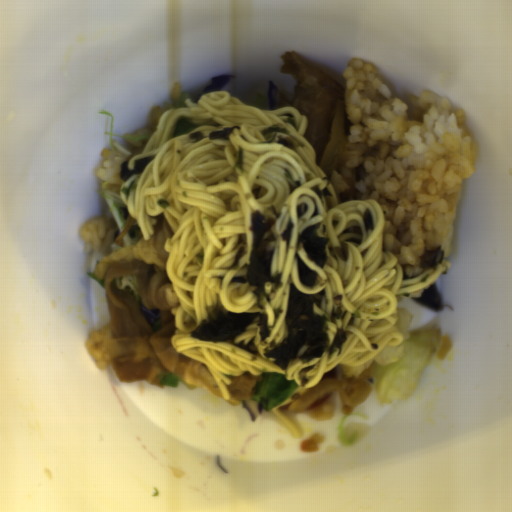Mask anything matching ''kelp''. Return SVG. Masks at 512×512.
Here are the masks:
<instances>
[{"label": "kelp", "mask_w": 512, "mask_h": 512, "mask_svg": "<svg viewBox=\"0 0 512 512\" xmlns=\"http://www.w3.org/2000/svg\"><path fill=\"white\" fill-rule=\"evenodd\" d=\"M330 240L328 237L319 236L318 225L315 223L306 226L299 233L295 247L296 250H303L312 263L323 269L328 260L327 248Z\"/></svg>", "instance_id": "kelp-4"}, {"label": "kelp", "mask_w": 512, "mask_h": 512, "mask_svg": "<svg viewBox=\"0 0 512 512\" xmlns=\"http://www.w3.org/2000/svg\"><path fill=\"white\" fill-rule=\"evenodd\" d=\"M362 220L364 222V225L366 227L367 232H373L374 229V216L372 211L369 209H366L362 214Z\"/></svg>", "instance_id": "kelp-11"}, {"label": "kelp", "mask_w": 512, "mask_h": 512, "mask_svg": "<svg viewBox=\"0 0 512 512\" xmlns=\"http://www.w3.org/2000/svg\"><path fill=\"white\" fill-rule=\"evenodd\" d=\"M250 221L253 250L248 259L246 274L233 276L230 281L253 286L256 308H261L267 305L272 295L283 286L282 274L279 272L272 275L273 255L277 243L273 231L276 220L260 210H255L250 215Z\"/></svg>", "instance_id": "kelp-2"}, {"label": "kelp", "mask_w": 512, "mask_h": 512, "mask_svg": "<svg viewBox=\"0 0 512 512\" xmlns=\"http://www.w3.org/2000/svg\"><path fill=\"white\" fill-rule=\"evenodd\" d=\"M412 299L422 307L436 312L444 308L442 294L437 284L430 285L423 290L420 296H415Z\"/></svg>", "instance_id": "kelp-6"}, {"label": "kelp", "mask_w": 512, "mask_h": 512, "mask_svg": "<svg viewBox=\"0 0 512 512\" xmlns=\"http://www.w3.org/2000/svg\"><path fill=\"white\" fill-rule=\"evenodd\" d=\"M152 157L136 160L134 162V168L129 169L128 168V161H124L120 168H119V179L121 181H129L133 176L143 174L146 167L149 165V163L152 161Z\"/></svg>", "instance_id": "kelp-9"}, {"label": "kelp", "mask_w": 512, "mask_h": 512, "mask_svg": "<svg viewBox=\"0 0 512 512\" xmlns=\"http://www.w3.org/2000/svg\"><path fill=\"white\" fill-rule=\"evenodd\" d=\"M294 259L301 285L315 288L319 281V274L300 257L299 253H295Z\"/></svg>", "instance_id": "kelp-7"}, {"label": "kelp", "mask_w": 512, "mask_h": 512, "mask_svg": "<svg viewBox=\"0 0 512 512\" xmlns=\"http://www.w3.org/2000/svg\"><path fill=\"white\" fill-rule=\"evenodd\" d=\"M262 144L283 145L290 151L302 149L304 146L298 139L292 136L291 132L282 125L272 124L262 131Z\"/></svg>", "instance_id": "kelp-5"}, {"label": "kelp", "mask_w": 512, "mask_h": 512, "mask_svg": "<svg viewBox=\"0 0 512 512\" xmlns=\"http://www.w3.org/2000/svg\"><path fill=\"white\" fill-rule=\"evenodd\" d=\"M250 324L258 325L262 341L268 339L271 332L264 312H234L217 306L190 332V336L199 342L227 343L257 356L259 351L254 338L249 342L241 340L235 343Z\"/></svg>", "instance_id": "kelp-3"}, {"label": "kelp", "mask_w": 512, "mask_h": 512, "mask_svg": "<svg viewBox=\"0 0 512 512\" xmlns=\"http://www.w3.org/2000/svg\"><path fill=\"white\" fill-rule=\"evenodd\" d=\"M326 291L305 293L295 282H291L288 306L285 314L288 333L278 345L265 350V358H271L280 370H285L290 361L307 363L321 357L326 351L340 354L348 339L344 329H337L330 343L327 332V316L314 311V304L322 307Z\"/></svg>", "instance_id": "kelp-1"}, {"label": "kelp", "mask_w": 512, "mask_h": 512, "mask_svg": "<svg viewBox=\"0 0 512 512\" xmlns=\"http://www.w3.org/2000/svg\"><path fill=\"white\" fill-rule=\"evenodd\" d=\"M443 261V247L437 246L433 250H427L422 252L419 260V268L423 270H434L437 266L442 265Z\"/></svg>", "instance_id": "kelp-8"}, {"label": "kelp", "mask_w": 512, "mask_h": 512, "mask_svg": "<svg viewBox=\"0 0 512 512\" xmlns=\"http://www.w3.org/2000/svg\"><path fill=\"white\" fill-rule=\"evenodd\" d=\"M234 130H241V129L237 125V126H233V127H229V128L223 129V130L212 131L211 133H209L207 138L209 140H213V141L214 140H228L230 138L231 133Z\"/></svg>", "instance_id": "kelp-10"}]
</instances>
